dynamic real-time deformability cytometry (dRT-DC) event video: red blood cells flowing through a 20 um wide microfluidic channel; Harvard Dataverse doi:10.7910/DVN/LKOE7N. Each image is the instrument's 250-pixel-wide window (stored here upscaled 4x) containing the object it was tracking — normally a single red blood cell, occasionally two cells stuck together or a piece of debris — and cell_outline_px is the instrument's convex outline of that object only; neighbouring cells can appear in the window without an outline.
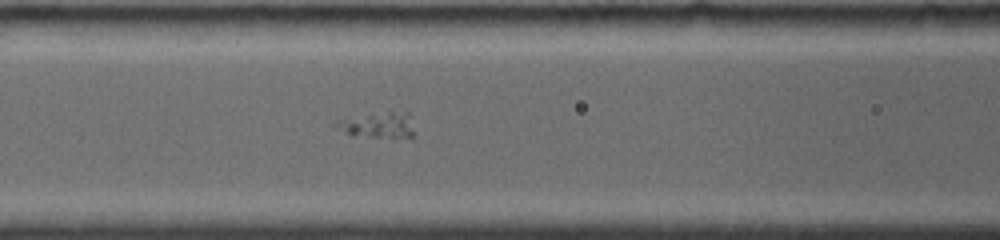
{"species": "common noctule bat (a hibernating species)", "species_latin": "Nyctalus noctula", "temperature_condition": "room temperature", "stored_images_in_passage": 42, "camera_frame_rate_fps": 4000, "um_per_image_px": 0.085, "animal": {"sex": "female", "body_mass_g": 19.0, "forearm_length_mm": 56.7}, "frame": {"image": 1, "passage_image": 8, "time_ms": 2.5, "image_size_px": [1000, 240], "cell_outline_px": [[412, 136], [352, 136], [332, 124], [332, 120], [388, 112], [408, 112], [412, 132]], "centroid_in_image_um": [32.02, 10.61], "position_along_channel_um": 134.6, "area_um2": 11.1}}
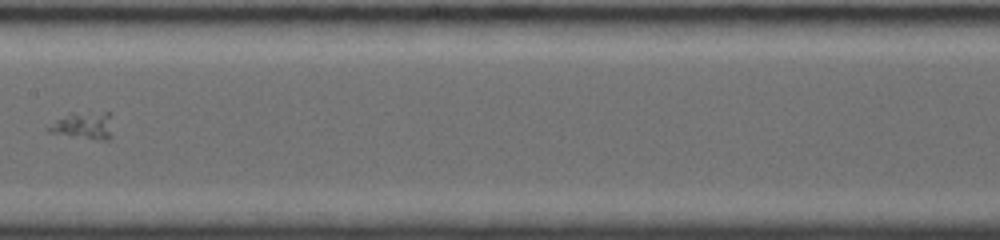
{"frame": {"image": 2, "passage_image": 13, "time_ms": 4.25, "image_size_px": [1000, 240], "cell_outline_px": [[112, 136], [108, 140], [104, 140], [48, 132], [44, 128], [68, 112], [112, 112]], "centroid_in_image_um": [7.13, 10.63], "position_along_channel_um": 200.3, "area_um2": 10.4}}
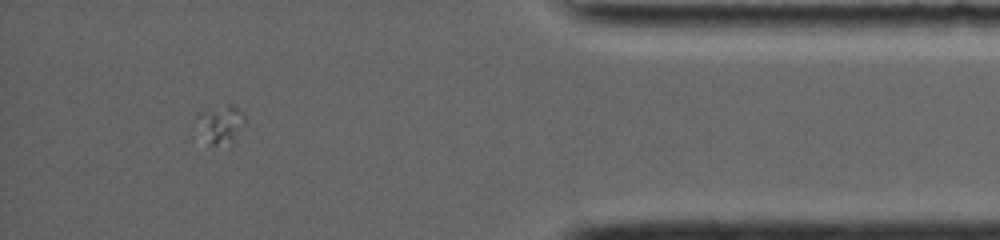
{"frame": {"image": 3, "passage_image": 36, "time_ms": 10.75, "image_size_px": [1000, 240], "cell_outline_px": [[248, 120], [232, 144], [208, 144], [196, 116], [196, 112], [228, 104], [232, 104], [240, 108], [244, 112]], "centroid_in_image_um": [18.86, 10.51], "position_along_channel_um": 416.3, "area_um2": 10.87}}